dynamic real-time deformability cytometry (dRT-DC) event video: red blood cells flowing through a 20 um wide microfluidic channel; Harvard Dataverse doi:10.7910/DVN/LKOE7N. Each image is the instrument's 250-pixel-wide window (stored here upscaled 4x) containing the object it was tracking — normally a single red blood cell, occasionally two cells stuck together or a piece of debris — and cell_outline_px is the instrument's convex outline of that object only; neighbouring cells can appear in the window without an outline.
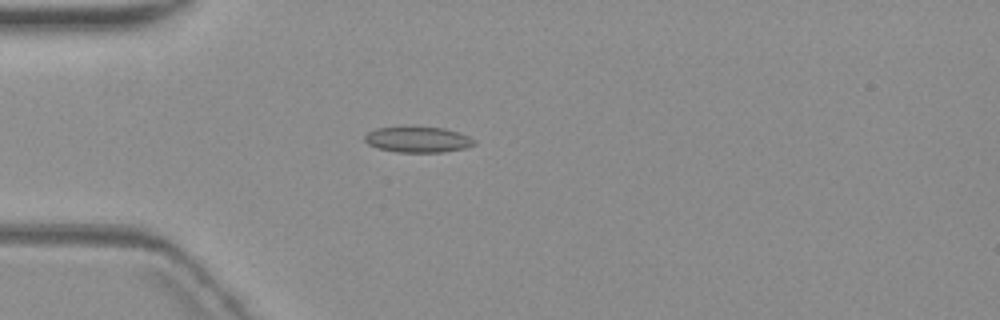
{"species": "common noctule bat (a hibernating species)", "species_latin": "Nyctalus noctula", "temperature_condition": "warm", "stored_images_in_passage": 5, "camera_frame_rate_fps": 3000, "um_per_image_px": 0.085, "animal": {"sex": "female", "body_mass_g": 19.3, "forearm_length_mm": 54.1}, "frame": {"image": 1, "passage_image": 5, "time_ms": 5.0, "image_size_px": [1000, 320], "cell_outline_px": [[476, 144], [464, 148], [444, 152], [396, 152], [376, 148], [368, 144], [364, 140], [364, 136], [368, 132], [376, 128], [444, 128], [468, 136], [476, 140]], "centroid_in_image_um": [35.51, 11.89], "position_along_channel_um": 49.5, "area_um2": 16.13}}